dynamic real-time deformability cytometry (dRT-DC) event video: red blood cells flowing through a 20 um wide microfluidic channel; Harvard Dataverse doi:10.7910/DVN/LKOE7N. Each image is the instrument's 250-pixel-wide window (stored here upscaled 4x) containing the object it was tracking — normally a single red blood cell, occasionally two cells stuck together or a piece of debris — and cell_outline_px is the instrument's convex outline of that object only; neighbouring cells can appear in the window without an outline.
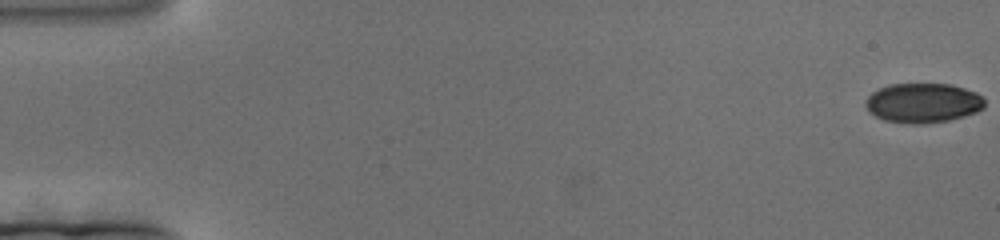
{"species": "human", "species_latin": "Homo sapiens", "temperature_condition": "cold", "stored_images_in_passage": 186, "camera_frame_rate_fps": 3000, "um_per_image_px": 0.085, "donor": {"sex": "female"}, "frame": {"image": 1, "passage_image": 1, "time_ms": 0.0, "image_size_px": [1000, 240], "cell_outline_px": [[984, 108], [976, 112], [964, 116], [948, 120], [924, 124], [908, 124], [884, 120], [868, 112], [864, 104], [868, 96], [872, 92], [888, 84], [952, 84], [976, 92], [984, 100]], "centroid_in_image_um": [78.43, 8.75], "position_along_channel_um": 6.6, "area_um2": 27.63}}
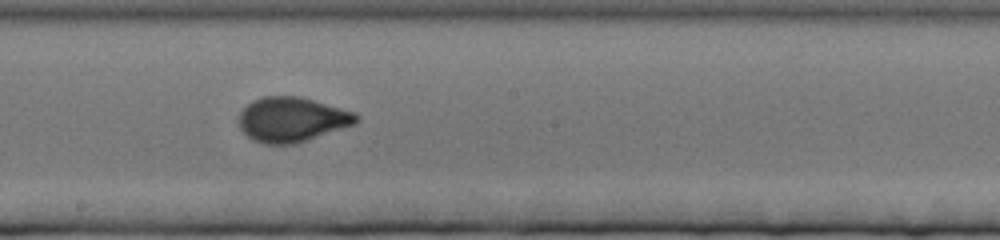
{"frame": {"image": 2, "passage_image": 104, "time_ms": 34.333, "image_size_px": [1000, 240], "cell_outline_px": [[360, 120], [356, 124], [292, 144], [264, 144], [252, 140], [240, 128], [240, 112], [252, 100], [264, 96], [300, 96], [356, 112], [360, 116]], "centroid_in_image_um": [24.84, 10.14], "position_along_channel_um": 223.4, "area_um2": 30.52}}
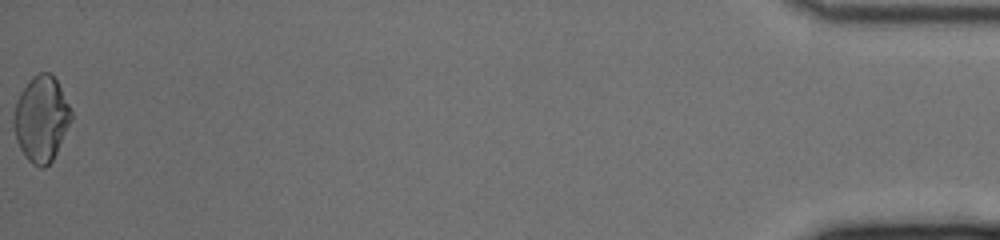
{"frame": {"image": 3, "passage_image": 186, "time_ms": 61.667, "image_size_px": [1000, 240], "cell_outline_px": [[72, 120], [52, 160], [44, 168], [40, 168], [32, 164], [24, 156], [16, 140], [12, 124], [12, 116], [16, 100], [20, 92], [28, 80], [32, 76], [40, 72], [48, 72], [56, 80], [72, 112]], "centroid_in_image_um": [3.47, 10.11], "position_along_channel_um": 431.7, "area_um2": 28.73}}